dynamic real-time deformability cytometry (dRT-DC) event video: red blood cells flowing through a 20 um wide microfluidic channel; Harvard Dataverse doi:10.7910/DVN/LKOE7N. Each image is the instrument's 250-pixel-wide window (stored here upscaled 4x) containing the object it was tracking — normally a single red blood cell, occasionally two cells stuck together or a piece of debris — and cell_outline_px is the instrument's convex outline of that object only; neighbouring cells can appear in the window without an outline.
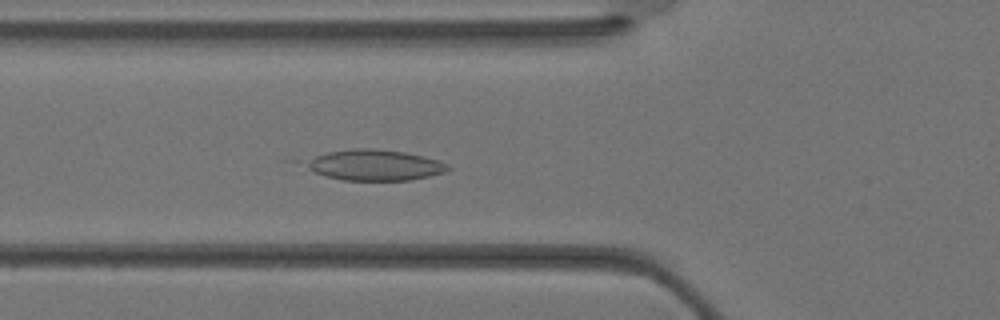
{"species": "Egyptian fruit bat (a non-hibernating species)", "species_latin": "Rousettus aegyptiacus", "temperature_condition": "warm", "stored_images_in_passage": 36, "camera_frame_rate_fps": 3000, "um_per_image_px": 0.085, "animal": {"sex": "female"}, "frame": {"image": 1, "passage_image": 13, "time_ms": 4.0, "image_size_px": [1000, 320], "cell_outline_px": [[452, 168], [444, 172], [412, 180], [344, 180], [328, 176], [280, 160], [352, 148], [376, 148], [404, 152], [440, 160], [448, 164]], "centroid_in_image_um": [31.52, 14.0], "position_along_channel_um": 94.3, "area_um2": 26.93}}
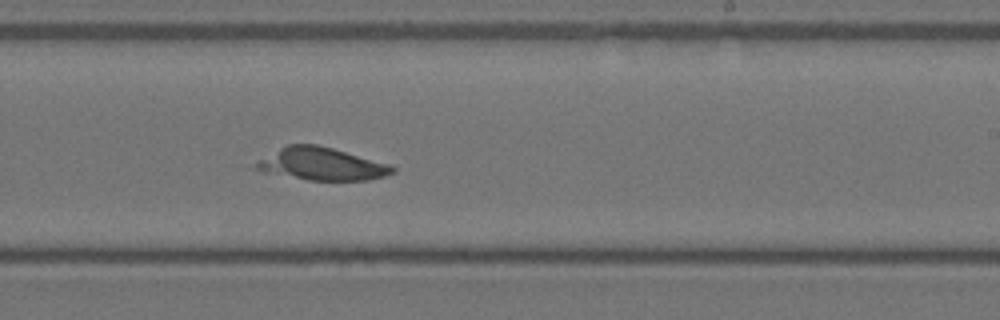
{"frame": {"image": 2, "passage_image": 22, "time_ms": 7.0, "image_size_px": [1000, 320], "cell_outline_px": [[396, 172], [384, 176], [368, 180], [308, 180], [260, 172], [256, 168], [256, 164], [260, 160], [280, 148], [288, 144], [316, 144], [332, 148], [392, 164], [396, 168]], "centroid_in_image_um": [27.39, 13.95], "position_along_channel_um": 261.6, "area_um2": 25.84}}
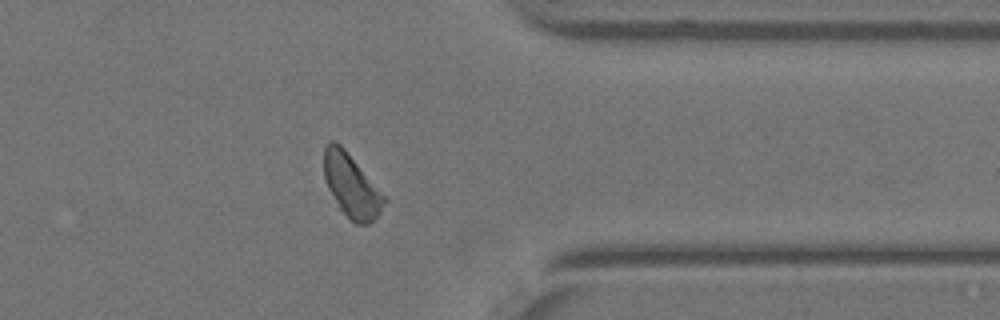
{"frame": {"image": 3, "passage_image": 29, "time_ms": 9.333, "image_size_px": [1000, 320], "cell_outline_px": [[388, 200], [380, 212], [368, 224], [356, 224], [340, 208], [328, 188], [324, 180], [324, 148], [328, 140], [336, 140], [344, 148], [388, 196]], "centroid_in_image_um": [29.9, 15.74], "position_along_channel_um": 381.5, "area_um2": 22.43}}